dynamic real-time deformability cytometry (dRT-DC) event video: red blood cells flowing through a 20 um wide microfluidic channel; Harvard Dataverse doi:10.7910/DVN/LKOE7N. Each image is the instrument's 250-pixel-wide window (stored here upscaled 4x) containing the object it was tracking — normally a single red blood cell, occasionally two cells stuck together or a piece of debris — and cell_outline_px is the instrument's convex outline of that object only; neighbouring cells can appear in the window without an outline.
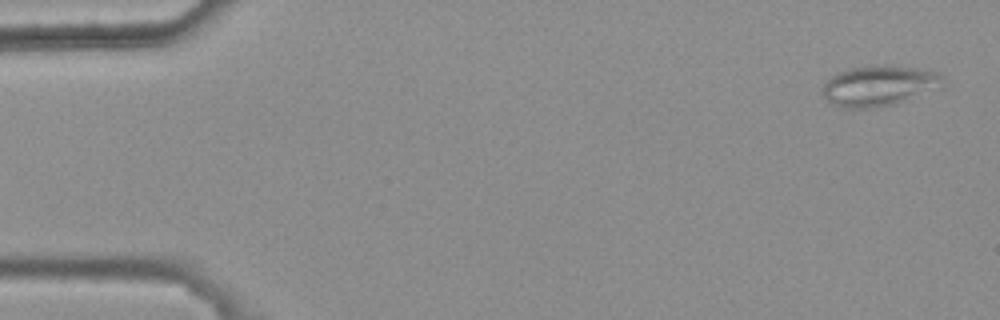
{"species": "common noctule bat (a hibernating species)", "species_latin": "Nyctalus noctula", "temperature_condition": "warm", "stored_images_in_passage": 8, "camera_frame_rate_fps": 3000, "um_per_image_px": 0.085, "animal": {"sex": "female", "body_mass_g": 25.1}, "frame": {"image": 1, "passage_image": 1, "time_ms": 0.0, "image_size_px": [1000, 320], "cell_outline_px": [[944, 88], [896, 104], [872, 108], [844, 108], [832, 104], [824, 96], [824, 84], [836, 72], [852, 68], [880, 64], [888, 64], [936, 72], [944, 76]], "centroid_in_image_um": [74.79, 7.29], "position_along_channel_um": 10.2, "area_um2": 28.73}}
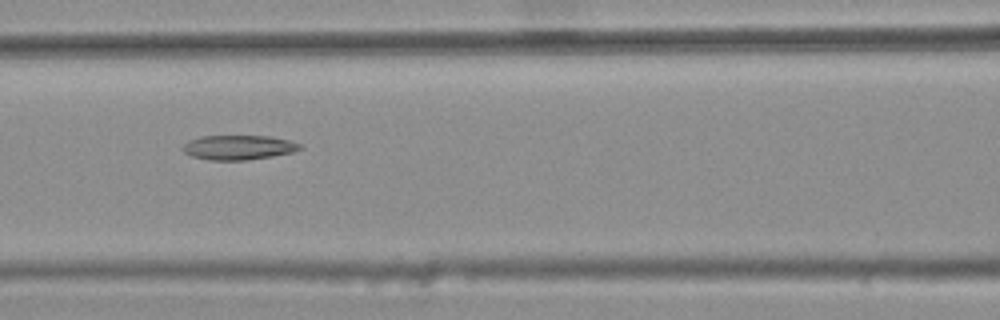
{"frame": {"image": 2, "passage_image": 7, "time_ms": 2.0, "image_size_px": [1000, 320], "cell_outline_px": [[304, 148], [292, 152], [272, 156], [244, 160], [208, 160], [192, 156], [184, 152], [180, 148], [188, 140], [200, 136], [268, 136], [288, 140], [300, 144]], "centroid_in_image_um": [20.23, 12.53], "position_along_channel_um": 146.4, "area_um2": 16.76}}
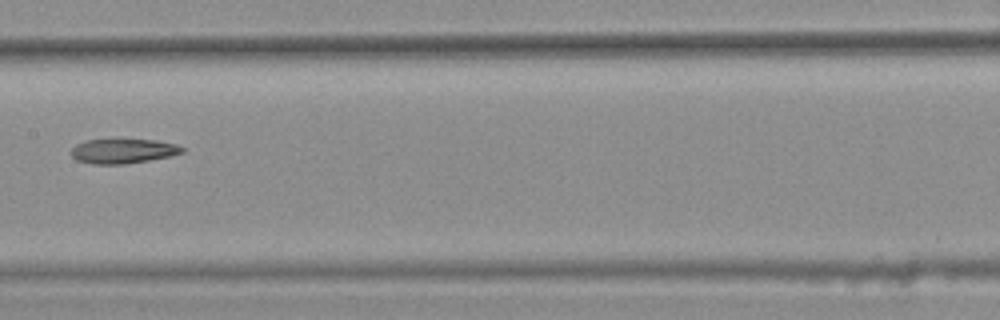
{"frame": {"image": 3, "passage_image": 8, "time_ms": 2.333, "image_size_px": [1000, 320], "cell_outline_px": [[184, 152], [168, 156], [148, 160], [124, 164], [92, 164], [76, 160], [68, 152], [76, 144], [88, 140], [156, 140], [176, 144], [184, 148]], "centroid_in_image_um": [10.42, 12.85], "position_along_channel_um": 197.0, "area_um2": 15.78}}